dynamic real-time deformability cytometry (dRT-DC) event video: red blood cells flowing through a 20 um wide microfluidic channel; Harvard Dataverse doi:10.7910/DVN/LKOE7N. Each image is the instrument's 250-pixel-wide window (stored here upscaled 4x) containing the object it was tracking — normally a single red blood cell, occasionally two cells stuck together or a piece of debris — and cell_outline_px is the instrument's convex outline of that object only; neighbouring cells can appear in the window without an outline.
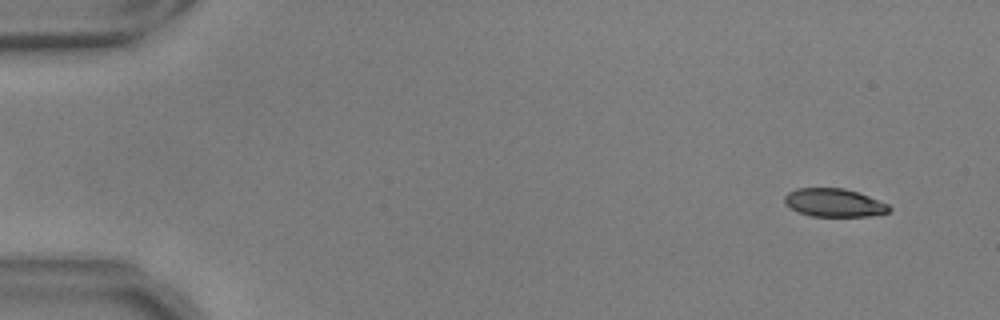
{"species": "common noctule bat (a hibernating species)", "species_latin": "Nyctalus noctula", "temperature_condition": "warm", "stored_images_in_passage": 54, "camera_frame_rate_fps": 3000, "um_per_image_px": 0.085, "animal": {"sex": "male", "body_mass_g": 17.9, "forearm_length_mm": 54.2}, "frame": {"image": 1, "passage_image": 3, "time_ms": 0.667, "image_size_px": [1000, 320], "cell_outline_px": [[892, 208], [888, 212], [868, 216], [812, 216], [800, 212], [784, 204], [784, 196], [788, 192], [796, 188], [844, 188], [868, 196], [888, 204]], "centroid_in_image_um": [70.88, 17.22], "position_along_channel_um": 14.1, "area_um2": 17.05}}
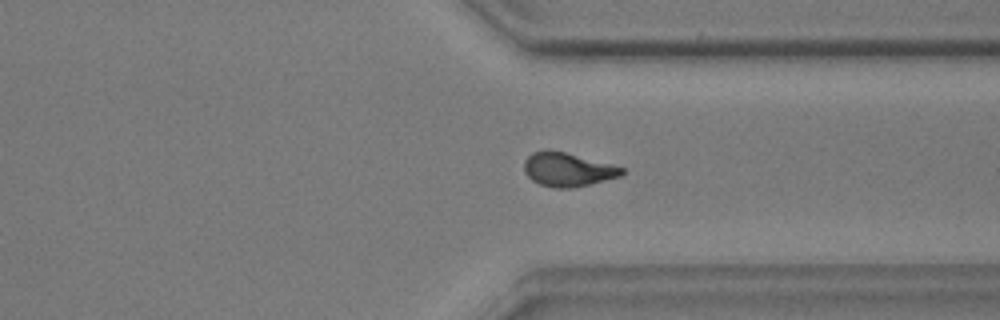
{"frame": {"image": 2, "passage_image": 41, "time_ms": 13.333, "image_size_px": [1000, 320], "cell_outline_px": [[624, 172], [620, 176], [572, 188], [552, 188], [540, 184], [532, 180], [524, 172], [524, 160], [532, 152], [548, 148], [564, 152], [624, 168]], "centroid_in_image_um": [48.18, 14.4], "position_along_channel_um": 363.2, "area_um2": 19.07}}
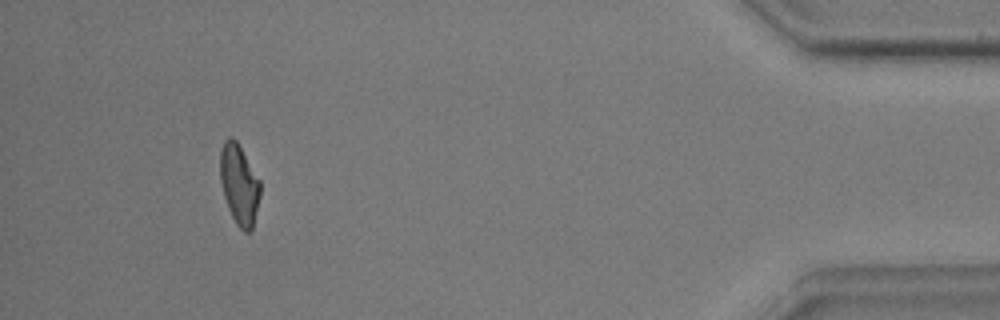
{"frame": {"image": 3, "passage_image": 50, "time_ms": 16.333, "image_size_px": [1000, 320], "cell_outline_px": [[260, 196], [252, 228], [248, 232], [244, 232], [236, 224], [228, 208], [224, 196], [220, 180], [220, 152], [224, 140], [228, 136], [232, 136], [236, 140], [260, 180]], "centroid_in_image_um": [20.32, 15.66], "position_along_channel_um": 414.9, "area_um2": 18.67}, "authors_computed_cell_mechanics": {"area_um2": 19.1607, "velocity_mm_per_s": 3.7148, "shape_relaxation_time_tau1_ms": 8.9007, "shape_relaxation_time_tau2_ms": 2.5959, "deformation_change_tau1": 0.2352, "deformation_change_tau2": 0.0959}}